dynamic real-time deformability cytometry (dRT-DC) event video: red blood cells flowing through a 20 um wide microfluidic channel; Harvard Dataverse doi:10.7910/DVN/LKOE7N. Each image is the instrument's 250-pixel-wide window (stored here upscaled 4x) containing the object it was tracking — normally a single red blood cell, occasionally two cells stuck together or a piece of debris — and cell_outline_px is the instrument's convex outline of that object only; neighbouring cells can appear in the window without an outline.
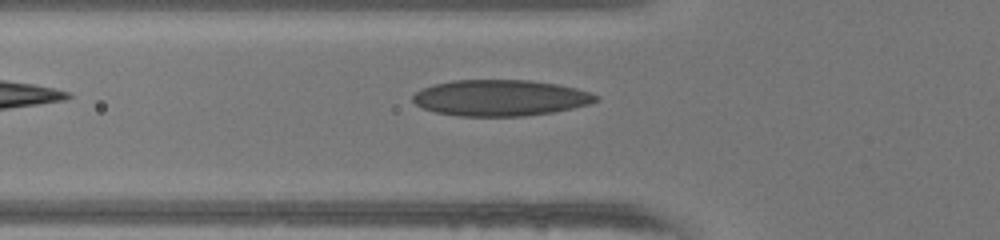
{"species": "human", "species_latin": "Homo sapiens", "temperature_condition": "warm", "stored_images_in_passage": 34, "camera_frame_rate_fps": 3000, "um_per_image_px": 0.085, "donor": {"sex": "female"}, "frame": {"image": 1, "passage_image": 2, "time_ms": 0.333, "image_size_px": [1000, 240], "cell_outline_px": [[600, 100], [588, 104], [572, 108], [552, 112], [524, 116], [456, 116], [436, 112], [424, 108], [416, 104], [412, 100], [412, 96], [416, 92], [424, 88], [436, 84], [452, 80], [528, 80], [556, 84], [576, 88], [592, 92], [600, 96]], "centroid_in_image_um": [42.56, 8.32], "position_along_channel_um": 83.2, "area_um2": 38.49}}
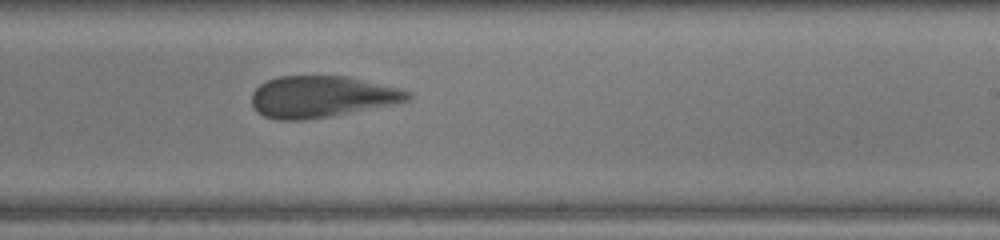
{"frame": {"image": 2, "passage_image": 15, "time_ms": 4.667, "image_size_px": [1000, 240], "cell_outline_px": [[412, 96], [408, 100], [400, 104], [304, 120], [276, 120], [264, 116], [256, 112], [252, 104], [252, 92], [260, 84], [268, 80], [280, 76], [348, 76], [404, 88], [412, 92]], "centroid_in_image_um": [27.41, 8.22], "position_along_channel_um": 261.6, "area_um2": 38.32}}
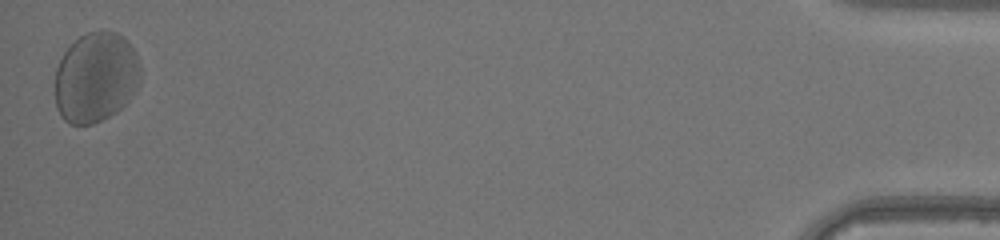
{"frame": {"image": 3, "passage_image": 34, "time_ms": 11.0, "image_size_px": [1000, 240], "cell_outline_px": [[140, 80], [136, 88], [128, 100], [116, 112], [92, 124], [68, 124], [60, 116], [56, 108], [56, 68], [64, 52], [80, 36], [88, 32], [116, 32], [124, 36], [128, 40], [140, 64]], "centroid_in_image_um": [8.14, 6.58], "position_along_channel_um": 427.1, "area_um2": 44.62}, "authors_computed_cell_mechanics": {"area_um2": 39.4485, "velocity_mm_per_s": 4.131, "shape_relaxation_time_tau1_ms": 5.4972, "shape_relaxation_time_tau2_ms": 1.6372, "deformation_change_tau1": 0.145, "deformation_change_tau2": 0.0794}}